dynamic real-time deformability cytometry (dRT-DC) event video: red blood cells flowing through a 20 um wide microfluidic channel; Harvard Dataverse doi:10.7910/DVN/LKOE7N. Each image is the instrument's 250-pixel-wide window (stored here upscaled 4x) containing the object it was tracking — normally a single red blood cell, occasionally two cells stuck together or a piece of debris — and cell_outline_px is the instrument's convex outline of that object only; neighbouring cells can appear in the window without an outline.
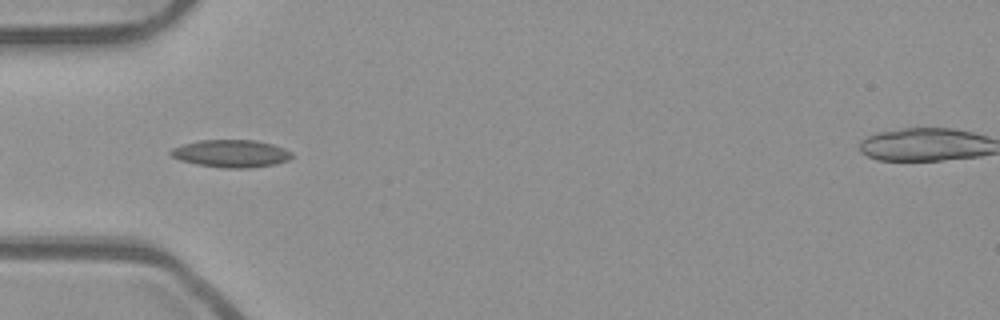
{"species": "common noctule bat (a hibernating species)", "species_latin": "Nyctalus noctula", "temperature_condition": "room temperature", "stored_images_in_passage": 24, "camera_frame_rate_fps": 3000, "um_per_image_px": 0.085, "animal": {"sex": "male", "body_mass_g": 23.1, "forearm_length_mm": 52.7}, "frame": {"image": 1, "passage_image": 2, "time_ms": 0.333, "image_size_px": [1000, 320], "cell_outline_px": [[292, 156], [288, 160], [276, 164], [248, 168], [220, 168], [196, 164], [180, 160], [172, 156], [168, 152], [172, 148], [184, 144], [200, 140], [256, 140], [272, 144], [284, 148], [292, 152]], "centroid_in_image_um": [19.64, 13.05], "position_along_channel_um": 65.4, "area_um2": 19.48}}
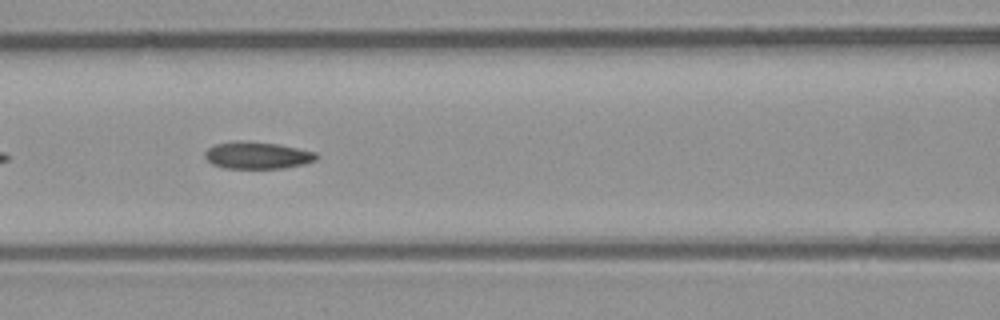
{"frame": {"image": 2, "passage_image": 8, "time_ms": 2.333, "image_size_px": [1000, 320], "cell_outline_px": [[320, 156], [316, 160], [304, 164], [280, 168], [224, 168], [212, 164], [204, 156], [204, 152], [208, 148], [216, 144], [236, 140], [276, 144], [316, 152]], "centroid_in_image_um": [21.86, 13.2], "position_along_channel_um": 144.7, "area_um2": 17.46}}
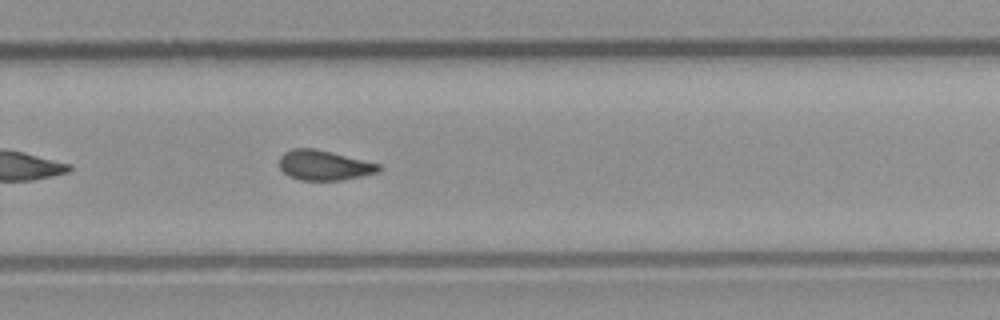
{"frame": {"image": 3, "passage_image": 20, "time_ms": 6.333, "image_size_px": [1000, 320], "cell_outline_px": [[380, 168], [376, 172], [360, 176], [340, 180], [300, 180], [288, 176], [280, 168], [280, 156], [284, 152], [292, 148], [316, 148], [380, 164]], "centroid_in_image_um": [27.5, 14.03], "position_along_channel_um": 302.3, "area_um2": 17.22}}